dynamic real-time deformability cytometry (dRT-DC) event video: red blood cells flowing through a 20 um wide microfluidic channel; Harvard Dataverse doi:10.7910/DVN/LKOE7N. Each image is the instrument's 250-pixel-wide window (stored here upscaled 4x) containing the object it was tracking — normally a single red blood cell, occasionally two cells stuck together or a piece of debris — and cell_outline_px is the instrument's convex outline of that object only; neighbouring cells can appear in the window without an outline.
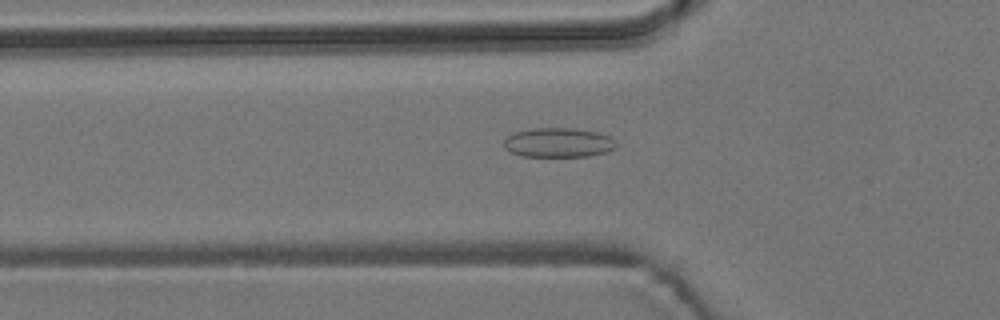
{"species": "common noctule bat (a hibernating species)", "species_latin": "Nyctalus noctula", "temperature_condition": "room temperature", "stored_images_in_passage": 34, "camera_frame_rate_fps": 3000, "um_per_image_px": 0.085, "animal": {"sex": "male", "body_mass_g": 19.2, "forearm_length_mm": 51.8}, "frame": {"image": 1, "passage_image": 4, "time_ms": 1.0, "image_size_px": [1000, 320], "cell_outline_px": [[616, 148], [608, 152], [588, 156], [524, 156], [512, 152], [504, 148], [504, 140], [508, 136], [516, 132], [532, 128], [572, 128], [600, 132], [612, 136], [616, 144]], "centroid_in_image_um": [47.52, 12.11], "position_along_channel_um": 78.3, "area_um2": 19.36}}
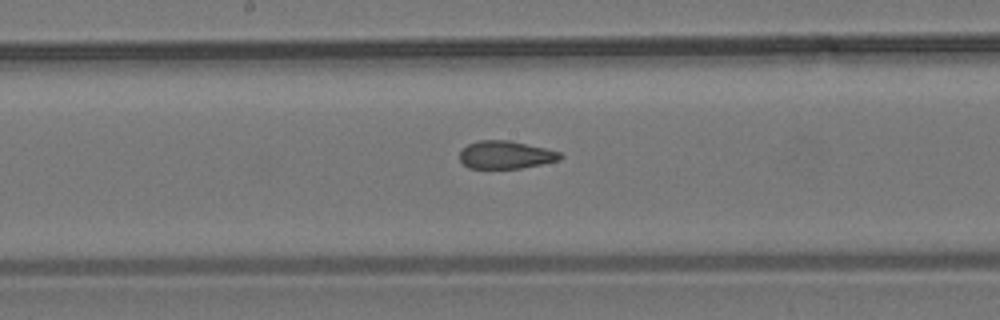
{"frame": {"image": 2, "passage_image": 14, "time_ms": 4.333, "image_size_px": [1000, 320], "cell_outline_px": [[564, 156], [560, 160], [520, 168], [468, 168], [460, 160], [460, 152], [468, 144], [480, 140], [508, 140], [544, 148], [560, 152]], "centroid_in_image_um": [42.98, 13.16], "position_along_channel_um": 205.2, "area_um2": 16.13}}
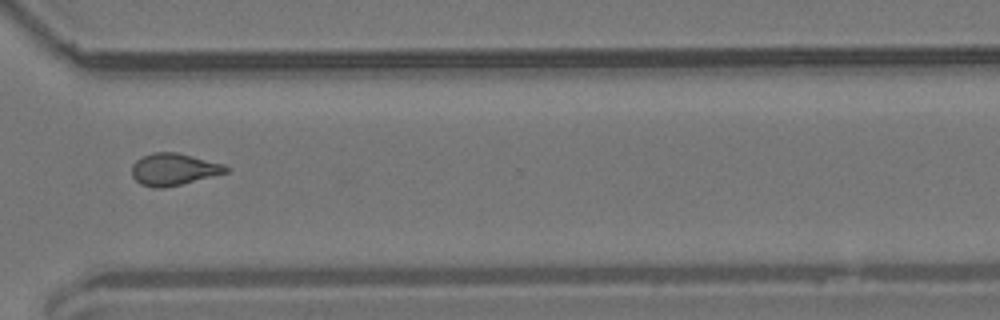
{"frame": {"image": 3, "passage_image": 26, "time_ms": 8.333, "image_size_px": [1000, 320], "cell_outline_px": [[228, 172], [164, 188], [152, 188], [140, 184], [132, 176], [132, 164], [136, 160], [152, 152], [176, 152], [224, 164], [228, 168]], "centroid_in_image_um": [14.73, 14.39], "position_along_channel_um": 355.9, "area_um2": 17.4}, "authors_computed_cell_mechanics": {"area_um2": 17.3978, "velocity_mm_per_s": 3.7716, "shape_relaxation_time_tau1_ms": null, "shape_relaxation_time_tau2_ms": 1.7947, "deformation_change_tau1": null, "deformation_change_tau2": 0.0881}}